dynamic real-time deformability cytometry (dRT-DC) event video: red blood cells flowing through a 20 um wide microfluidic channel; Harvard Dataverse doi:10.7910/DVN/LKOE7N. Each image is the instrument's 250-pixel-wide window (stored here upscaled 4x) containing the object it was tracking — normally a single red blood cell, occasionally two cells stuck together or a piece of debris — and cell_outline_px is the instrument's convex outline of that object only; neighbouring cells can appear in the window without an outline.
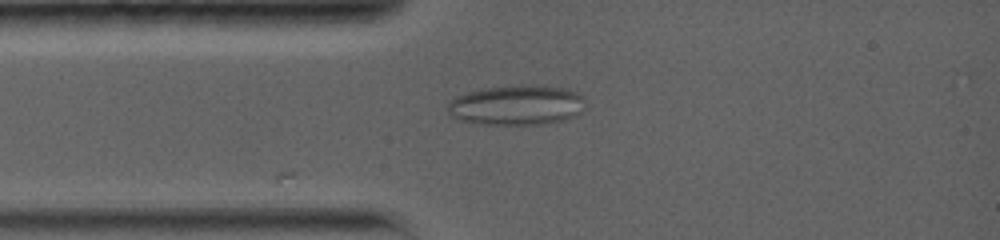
{"species": "common noctule bat (a hibernating species)", "species_latin": "Nyctalus noctula", "temperature_condition": "warm", "stored_images_in_passage": 53, "camera_frame_rate_fps": 5000, "um_per_image_px": 0.085, "animal": {"sex": "female", "body_mass_g": 19.0, "forearm_length_mm": 56.7}, "frame": {"image": 1, "passage_image": 8, "time_ms": 1.4, "image_size_px": [1000, 240], "cell_outline_px": [[584, 100], [580, 112], [576, 116], [564, 120], [544, 124], [480, 124], [460, 120], [452, 116], [448, 112], [448, 104], [456, 96], [468, 92], [484, 88], [508, 84], [536, 84], [564, 88], [576, 92], [584, 96]], "centroid_in_image_um": [43.92, 8.91], "position_along_channel_um": 41.1, "area_um2": 32.43}}
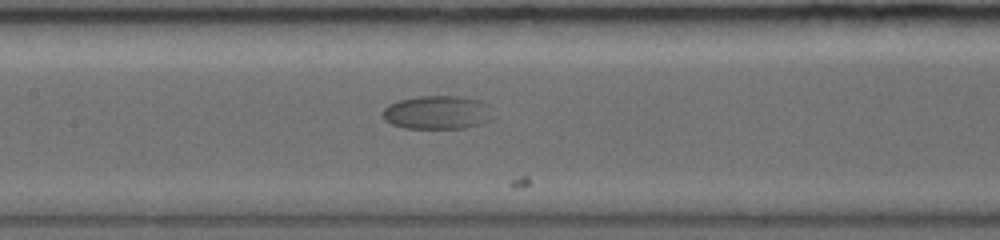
{"frame": {"image": 2, "passage_image": 23, "time_ms": 5.2, "image_size_px": [1000, 240], "cell_outline_px": [[488, 120], [464, 128], [404, 128], [392, 124], [384, 120], [384, 108], [388, 104], [396, 100], [416, 96], [464, 96], [480, 100], [484, 104]], "centroid_in_image_um": [37.03, 9.54], "position_along_channel_um": 170.4, "area_um2": 21.04}}
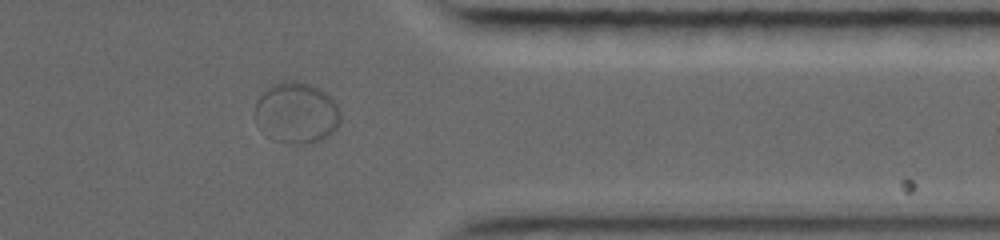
{"frame": {"image": 3, "passage_image": 41, "time_ms": 11.6, "image_size_px": [1000, 240], "cell_outline_px": [[340, 120], [336, 128], [328, 136], [312, 144], [296, 144], [276, 140], [260, 128], [256, 124], [256, 100], [268, 88], [280, 80], [296, 80], [320, 88], [336, 104], [340, 112]], "centroid_in_image_um": [25.21, 9.58], "position_along_channel_um": 386.2, "area_um2": 30.23}}